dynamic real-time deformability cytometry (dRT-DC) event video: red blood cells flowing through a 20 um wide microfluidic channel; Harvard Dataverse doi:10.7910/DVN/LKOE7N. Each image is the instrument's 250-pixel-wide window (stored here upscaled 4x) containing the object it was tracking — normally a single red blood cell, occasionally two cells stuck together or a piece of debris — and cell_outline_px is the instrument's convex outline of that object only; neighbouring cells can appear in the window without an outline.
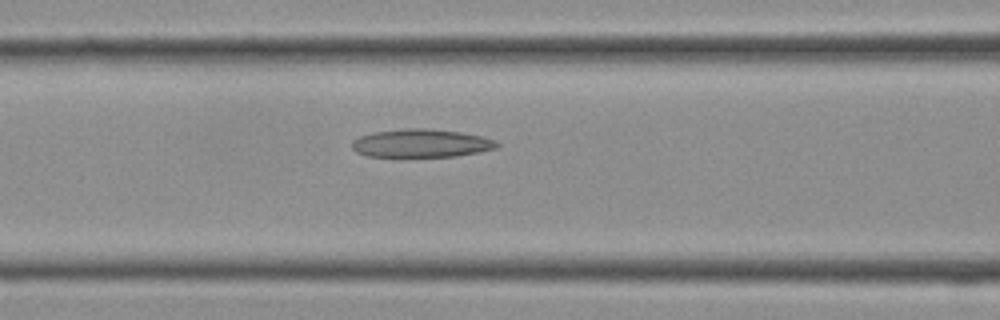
{"species": "Egyptian fruit bat (a non-hibernating species)", "species_latin": "Rousettus aegyptiacus", "temperature_condition": "cold", "stored_images_in_passage": 15, "segment_of_instrument_passage": [1, 2], "camera_frame_rate_fps": 3000, "um_per_image_px": 0.085, "frame": {"image": 1, "passage_image": 8, "time_ms": 2.333, "image_size_px": [1000, 320], "cell_outline_px": [[500, 144], [496, 148], [480, 152], [456, 156], [368, 156], [356, 152], [352, 148], [352, 140], [360, 136], [372, 132], [404, 128], [428, 128], [460, 132], [484, 136], [496, 140]], "centroid_in_image_um": [35.82, 12.16], "position_along_channel_um": 130.8, "area_um2": 23.93}}
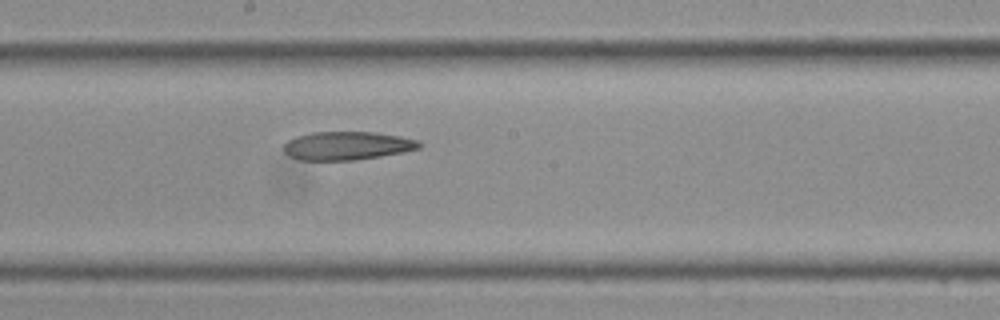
{"frame": {"image": 2, "passage_image": 12, "time_ms": 3.667, "image_size_px": [1000, 320], "cell_outline_px": [[424, 144], [420, 148], [404, 152], [380, 156], [352, 160], [300, 160], [288, 156], [284, 152], [284, 144], [288, 140], [296, 136], [312, 132], [376, 132], [400, 136], [420, 140]], "centroid_in_image_um": [29.53, 12.38], "position_along_channel_um": 218.7, "area_um2": 22.6}}
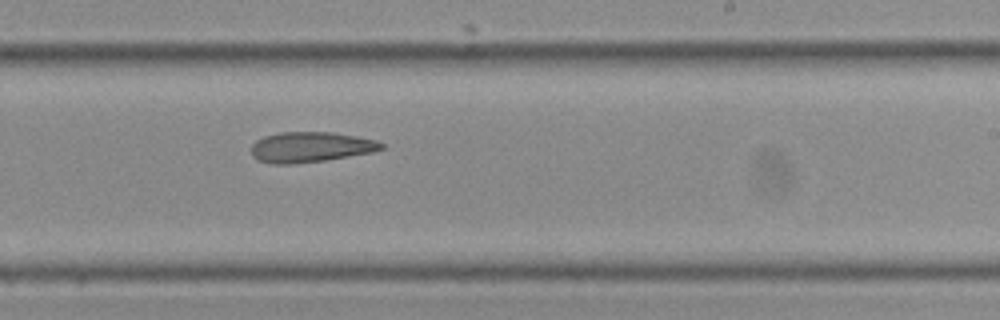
{"frame": {"image": 3, "passage_image": 14, "time_ms": 4.333, "image_size_px": [1000, 320], "cell_outline_px": [[384, 148], [372, 152], [324, 160], [292, 164], [272, 164], [256, 160], [252, 156], [252, 144], [256, 140], [264, 136], [280, 132], [332, 132], [376, 140], [384, 144]], "centroid_in_image_um": [26.36, 12.5], "position_along_channel_um": 262.6, "area_um2": 22.95}}